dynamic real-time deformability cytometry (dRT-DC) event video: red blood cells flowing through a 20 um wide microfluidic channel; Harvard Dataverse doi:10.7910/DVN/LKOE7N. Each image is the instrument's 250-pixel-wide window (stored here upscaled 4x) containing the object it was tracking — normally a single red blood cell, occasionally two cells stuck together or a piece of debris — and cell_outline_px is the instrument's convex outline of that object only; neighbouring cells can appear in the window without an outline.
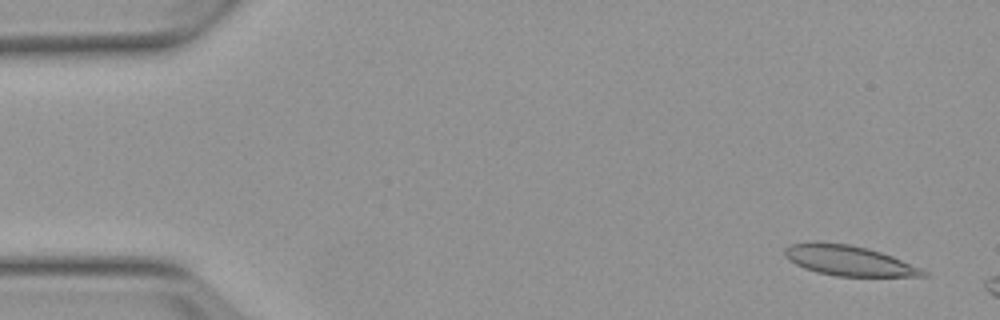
{"species": "Egyptian fruit bat (a non-hibernating species)", "species_latin": "Rousettus aegyptiacus", "temperature_condition": "warm", "stored_images_in_passage": 3, "camera_frame_rate_fps": 3000, "um_per_image_px": 0.085, "animal": {"sex": "female"}, "frame": {"image": 1, "passage_image": 1, "time_ms": 0.0, "image_size_px": [1000, 320], "cell_outline_px": [[928, 276], [836, 276], [816, 272], [804, 268], [788, 260], [784, 256], [784, 248], [788, 244], [812, 240], [816, 240], [848, 244], [868, 248], [892, 256], [920, 268], [928, 272]], "centroid_in_image_um": [72.05, 22.12], "position_along_channel_um": 12.9, "area_um2": 24.62}}